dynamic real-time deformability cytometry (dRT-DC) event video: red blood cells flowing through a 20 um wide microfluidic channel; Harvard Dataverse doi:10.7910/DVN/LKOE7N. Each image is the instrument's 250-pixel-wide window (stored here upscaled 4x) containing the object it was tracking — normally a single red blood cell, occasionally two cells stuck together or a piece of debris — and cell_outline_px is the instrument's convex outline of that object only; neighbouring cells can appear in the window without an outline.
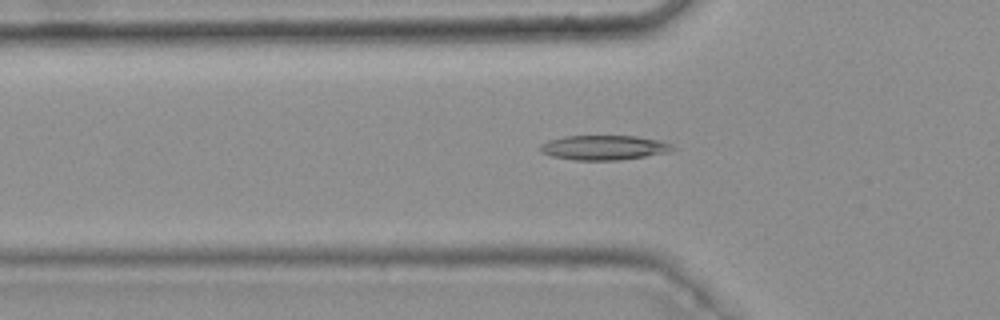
{"species": "common noctule bat (a hibernating species)", "species_latin": "Nyctalus noctula", "temperature_condition": "warm", "stored_images_in_passage": 48, "camera_frame_rate_fps": 3000, "um_per_image_px": 0.085, "animal": {"sex": "female", "body_mass_g": 25.1}, "frame": {"image": 1, "passage_image": 18, "time_ms": 5.667, "image_size_px": [1000, 320], "cell_outline_px": [[676, 148], [668, 152], [620, 160], [576, 160], [552, 156], [540, 152], [540, 148], [548, 140], [568, 136], [636, 136], [656, 140], [672, 144]], "centroid_in_image_um": [51.34, 12.55], "position_along_channel_um": 74.5, "area_um2": 18.73}}
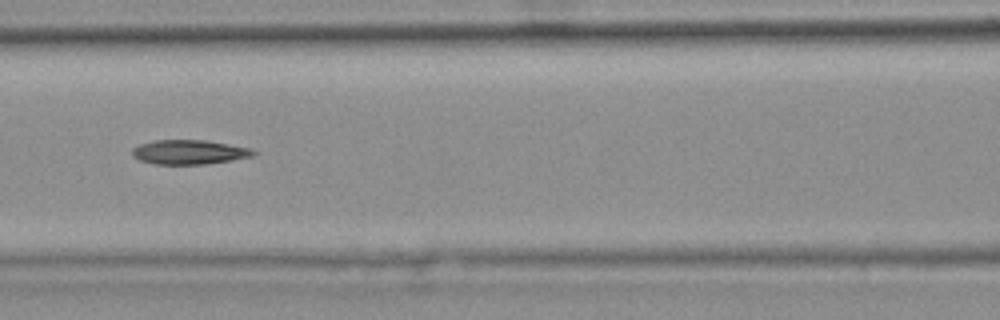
{"frame": {"image": 2, "passage_image": 24, "time_ms": 7.667, "image_size_px": [1000, 320], "cell_outline_px": [[256, 152], [252, 156], [232, 160], [204, 164], [152, 164], [140, 160], [132, 156], [132, 148], [140, 144], [152, 140], [204, 140], [252, 148]], "centroid_in_image_um": [16.05, 12.92], "position_along_channel_um": 150.6, "area_um2": 17.22}}
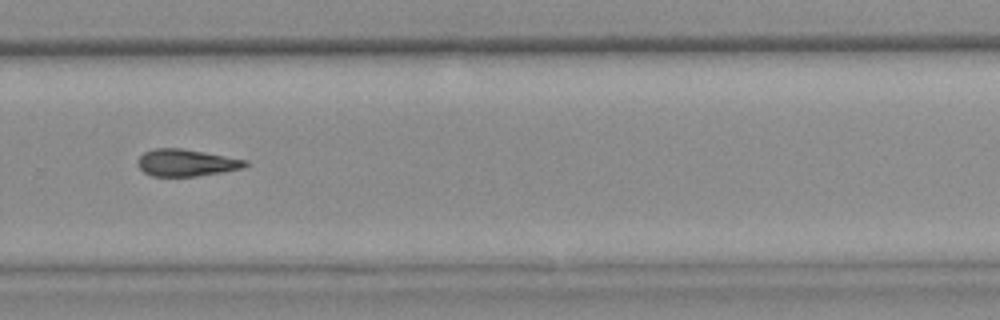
{"frame": {"image": 3, "passage_image": 37, "time_ms": 12.0, "image_size_px": [1000, 320], "cell_outline_px": [[252, 164], [244, 168], [224, 172], [196, 176], [152, 176], [144, 172], [136, 164], [136, 160], [144, 152], [152, 148], [180, 148], [204, 152], [248, 160]], "centroid_in_image_um": [15.86, 13.83], "position_along_channel_um": 313.9, "area_um2": 17.17}}